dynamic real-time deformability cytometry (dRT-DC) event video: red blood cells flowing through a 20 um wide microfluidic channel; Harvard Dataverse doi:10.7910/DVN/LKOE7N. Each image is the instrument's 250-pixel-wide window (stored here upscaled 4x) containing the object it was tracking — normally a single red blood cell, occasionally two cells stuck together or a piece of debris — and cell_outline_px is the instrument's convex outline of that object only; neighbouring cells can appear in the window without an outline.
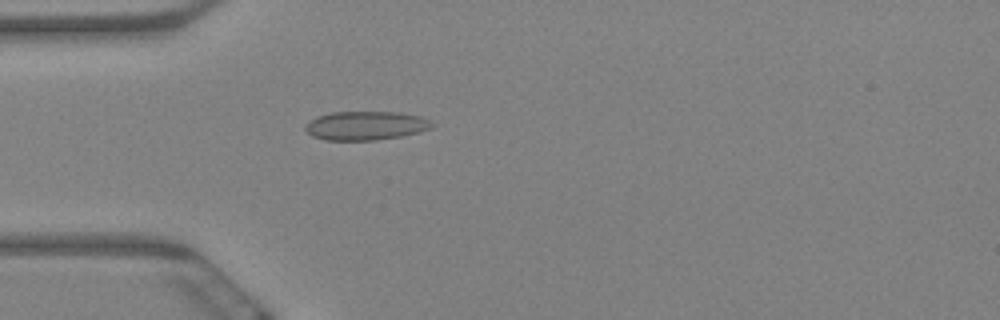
{"species": "Egyptian fruit bat (a non-hibernating species)", "species_latin": "Rousettus aegyptiacus", "temperature_condition": "warm", "stored_images_in_passage": 5, "camera_frame_rate_fps": 3000, "um_per_image_px": 0.085, "animal": {"sex": "female"}, "frame": {"image": 1, "passage_image": 5, "time_ms": 1.333, "image_size_px": [1000, 320], "cell_outline_px": [[432, 128], [420, 132], [400, 136], [376, 140], [324, 140], [312, 136], [304, 128], [304, 124], [308, 120], [316, 116], [332, 112], [400, 112], [420, 116], [428, 120], [432, 124]], "centroid_in_image_um": [31.04, 10.67], "position_along_channel_um": 54.0, "area_um2": 21.39}}